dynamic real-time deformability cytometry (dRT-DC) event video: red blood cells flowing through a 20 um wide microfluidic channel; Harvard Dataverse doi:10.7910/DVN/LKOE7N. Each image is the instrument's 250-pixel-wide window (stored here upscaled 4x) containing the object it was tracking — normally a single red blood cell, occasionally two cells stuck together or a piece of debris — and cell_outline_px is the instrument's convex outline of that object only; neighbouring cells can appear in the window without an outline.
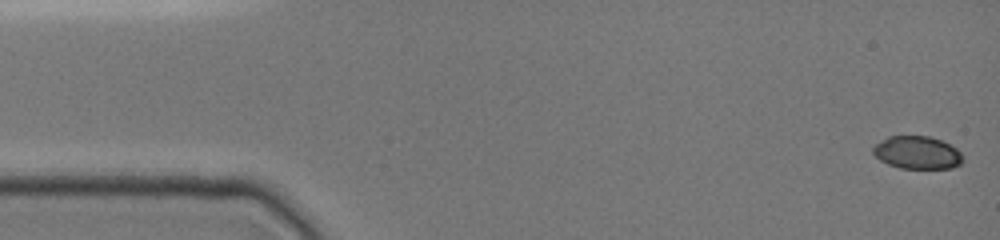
{"species": "common noctule bat (a hibernating species)", "species_latin": "Nyctalus noctula", "temperature_condition": "cold", "stored_images_in_passage": 13, "camera_frame_rate_fps": 3000, "um_per_image_px": 0.085, "animal": {"sex": "female", "body_mass_g": 19.0, "forearm_length_mm": 51.5}, "frame": {"image": 1, "passage_image": 1, "time_ms": 0.0, "image_size_px": [1000, 240], "cell_outline_px": [[964, 160], [960, 164], [952, 168], [900, 168], [888, 164], [880, 160], [872, 152], [872, 148], [876, 144], [888, 136], [928, 136], [940, 140], [956, 148], [964, 156]], "centroid_in_image_um": [77.97, 12.97], "position_along_channel_um": 7.0, "area_um2": 17.11}}
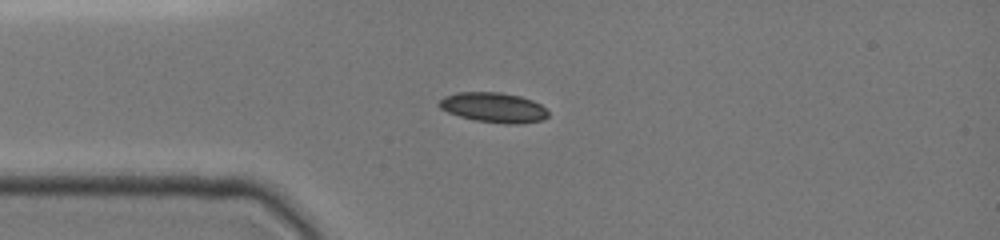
{"frame": {"image": 2, "passage_image": 11, "time_ms": 3.667, "image_size_px": [1000, 240], "cell_outline_px": [[548, 116], [544, 120], [516, 124], [508, 124], [476, 120], [460, 116], [448, 112], [440, 108], [436, 104], [444, 96], [456, 92], [500, 92], [520, 96], [532, 100], [540, 104], [548, 112]], "centroid_in_image_um": [41.94, 9.13], "position_along_channel_um": 43.1, "area_um2": 19.02}}